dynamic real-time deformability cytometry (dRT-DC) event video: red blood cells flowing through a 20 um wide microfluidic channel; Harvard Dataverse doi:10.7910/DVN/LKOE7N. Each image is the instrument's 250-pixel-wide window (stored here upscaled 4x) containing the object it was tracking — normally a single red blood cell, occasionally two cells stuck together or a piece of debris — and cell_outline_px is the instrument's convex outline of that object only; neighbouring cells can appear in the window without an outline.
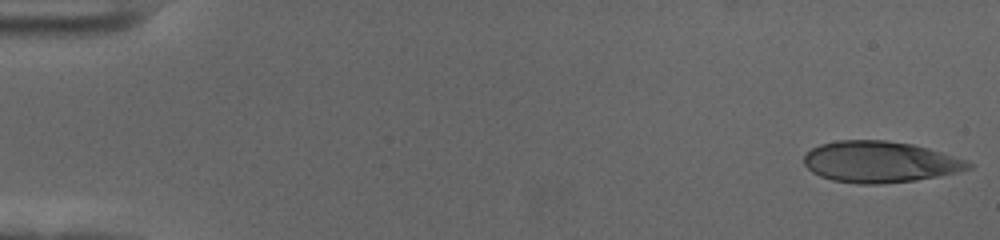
{"species": "human", "species_latin": "Homo sapiens", "temperature_condition": "cold", "stored_images_in_passage": 56, "camera_frame_rate_fps": 3000, "um_per_image_px": 0.085, "donor": {"sex": "female"}, "frame": {"image": 1, "passage_image": 1, "time_ms": 0.0, "image_size_px": [1000, 240], "cell_outline_px": [[972, 168], [956, 172], [916, 180], [876, 184], [860, 184], [832, 180], [820, 176], [812, 172], [804, 164], [804, 156], [812, 148], [820, 144], [836, 140], [884, 140], [912, 144], [928, 148], [964, 160], [972, 164]], "centroid_in_image_um": [74.74, 13.75], "position_along_channel_um": 10.3, "area_um2": 39.19}}
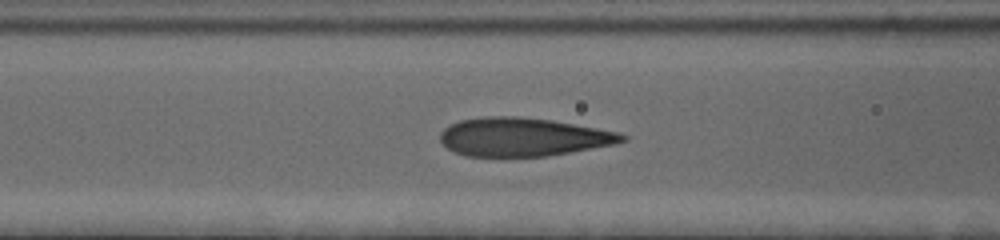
{"frame": {"image": 2, "passage_image": 23, "time_ms": 7.333, "image_size_px": [1000, 240], "cell_outline_px": [[628, 140], [616, 144], [544, 156], [464, 156], [448, 148], [440, 140], [440, 132], [444, 128], [460, 120], [484, 116], [516, 116], [552, 120], [620, 132], [628, 136]], "centroid_in_image_um": [44.48, 11.63], "position_along_channel_um": 122.1, "area_um2": 40.69}}
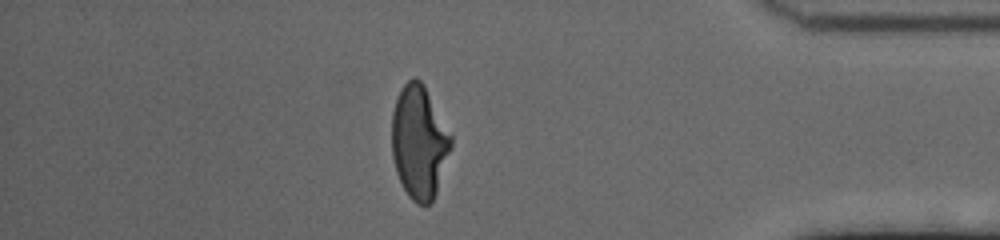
{"frame": {"image": 3, "passage_image": 49, "time_ms": 16.0, "image_size_px": [1000, 240], "cell_outline_px": [[452, 144], [436, 192], [432, 200], [428, 204], [416, 204], [408, 196], [396, 172], [392, 156], [392, 112], [396, 100], [404, 84], [408, 80], [416, 76], [424, 84], [452, 136]], "centroid_in_image_um": [35.62, 12.06], "position_along_channel_um": 399.6, "area_um2": 38.73}, "authors_computed_cell_mechanics": {"area_um2": 40.46, "velocity_mm_per_s": 3.5452, "shape_relaxation_time_tau1_ms": 3.6797, "shape_relaxation_time_tau2_ms": 0.7237, "deformation_change_tau1": 0.1791, "deformation_change_tau2": 0.0743}}